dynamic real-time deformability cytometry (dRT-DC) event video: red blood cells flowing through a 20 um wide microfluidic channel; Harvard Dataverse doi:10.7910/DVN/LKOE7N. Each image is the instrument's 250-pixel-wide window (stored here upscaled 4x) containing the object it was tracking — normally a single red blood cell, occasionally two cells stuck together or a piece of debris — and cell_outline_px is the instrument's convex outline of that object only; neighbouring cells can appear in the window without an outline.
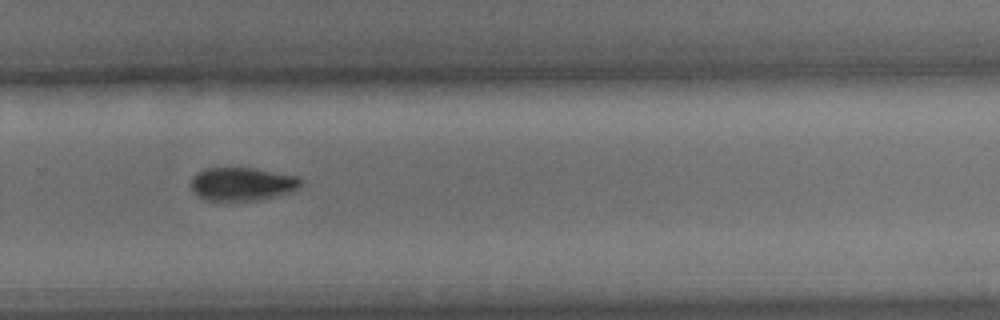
{"species": "common noctule bat (a hibernating species)", "species_latin": "Nyctalus noctula", "temperature_condition": "cold", "stored_images_in_passage": 15, "camera_frame_rate_fps": 3000, "um_per_image_px": 0.085, "animal": {"sex": "male", "body_mass_g": 15.6}, "frame": {"image": 1, "passage_image": 11, "time_ms": 3.333, "image_size_px": [1000, 320], "cell_outline_px": [[304, 180], [296, 188], [288, 192], [276, 196], [260, 200], [220, 204], [204, 200], [196, 196], [192, 192], [192, 176], [196, 172], [204, 168], [252, 168], [300, 176]], "centroid_in_image_um": [20.51, 15.69], "position_along_channel_um": 309.3, "area_um2": 22.2}}
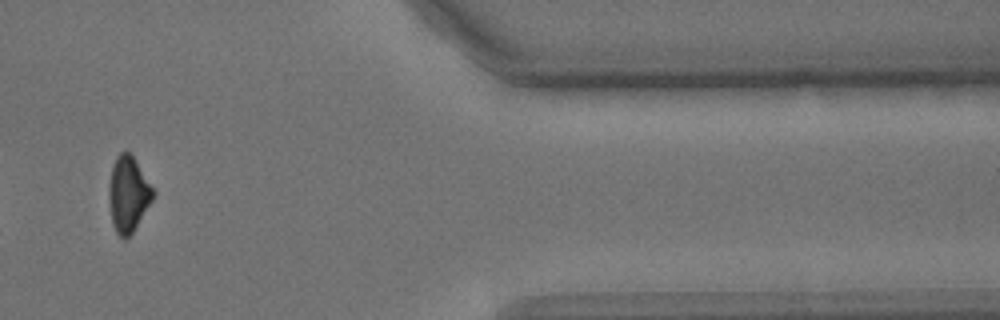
{"frame": {"image": 2, "passage_image": 13, "time_ms": 4.0, "image_size_px": [1000, 320], "cell_outline_px": [[156, 192], [152, 200], [132, 232], [124, 240], [116, 232], [112, 224], [108, 192], [108, 188], [112, 164], [116, 156], [120, 152], [132, 152]], "centroid_in_image_um": [10.9, 16.44], "position_along_channel_um": 400.5, "area_um2": 19.59}}